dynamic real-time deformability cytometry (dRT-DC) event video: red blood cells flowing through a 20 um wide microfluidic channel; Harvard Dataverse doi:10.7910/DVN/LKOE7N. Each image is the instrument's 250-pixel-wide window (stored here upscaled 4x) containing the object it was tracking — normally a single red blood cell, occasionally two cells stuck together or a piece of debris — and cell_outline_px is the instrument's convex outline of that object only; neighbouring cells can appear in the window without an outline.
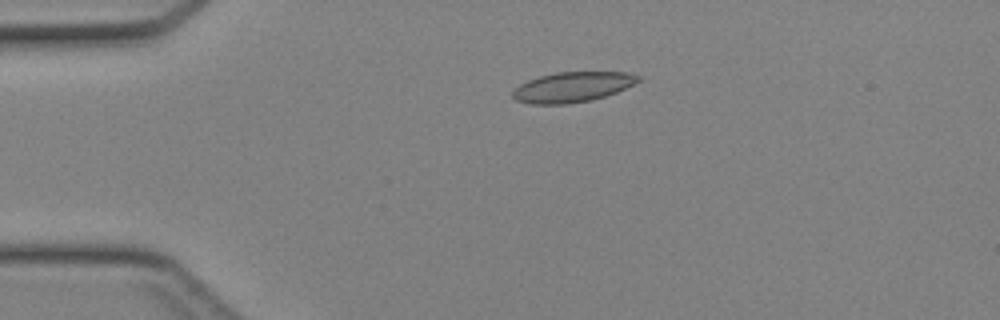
{"species": "Egyptian fruit bat (a non-hibernating species)", "species_latin": "Rousettus aegyptiacus", "temperature_condition": "cold", "stored_images_in_passage": 44, "camera_frame_rate_fps": 3000, "um_per_image_px": 0.085, "animal": {"sex": "female"}, "frame": {"image": 1, "passage_image": 10, "time_ms": 3.0, "image_size_px": [1000, 320], "cell_outline_px": [[640, 80], [616, 92], [592, 100], [568, 104], [528, 104], [516, 100], [512, 96], [512, 92], [520, 84], [528, 80], [540, 76], [556, 72], [624, 72], [640, 76]], "centroid_in_image_um": [48.62, 7.4], "position_along_channel_um": 36.4, "area_um2": 21.91}}
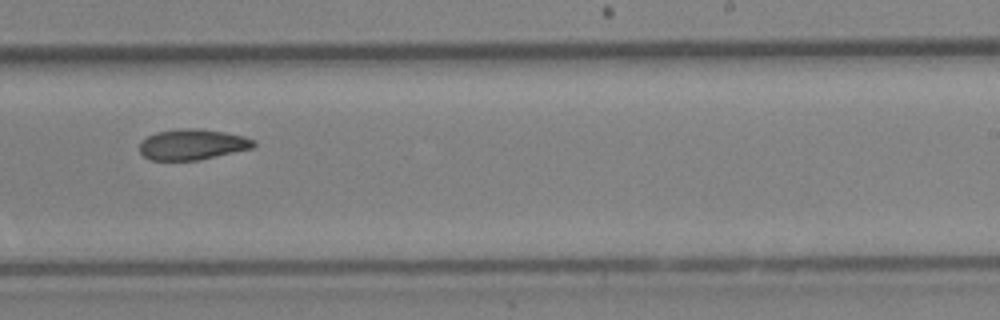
{"frame": {"image": 2, "passage_image": 28, "time_ms": 9.0, "image_size_px": [1000, 320], "cell_outline_px": [[256, 144], [252, 148], [196, 160], [148, 160], [140, 152], [140, 144], [148, 136], [156, 132], [180, 128], [200, 128], [224, 132], [244, 136], [256, 140]], "centroid_in_image_um": [16.35, 12.27], "position_along_channel_um": 272.6, "area_um2": 20.29}}
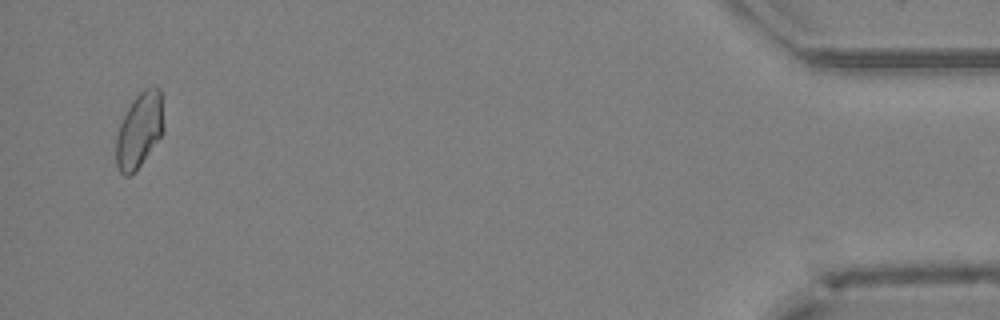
{"frame": {"image": 3, "passage_image": 43, "time_ms": 14.0, "image_size_px": [1000, 320], "cell_outline_px": [[164, 132], [140, 164], [128, 176], [124, 176], [120, 172], [116, 164], [116, 136], [120, 124], [132, 100], [144, 88], [160, 88], [164, 124]], "centroid_in_image_um": [11.85, 11.05], "position_along_channel_um": 423.4, "area_um2": 20.52}}